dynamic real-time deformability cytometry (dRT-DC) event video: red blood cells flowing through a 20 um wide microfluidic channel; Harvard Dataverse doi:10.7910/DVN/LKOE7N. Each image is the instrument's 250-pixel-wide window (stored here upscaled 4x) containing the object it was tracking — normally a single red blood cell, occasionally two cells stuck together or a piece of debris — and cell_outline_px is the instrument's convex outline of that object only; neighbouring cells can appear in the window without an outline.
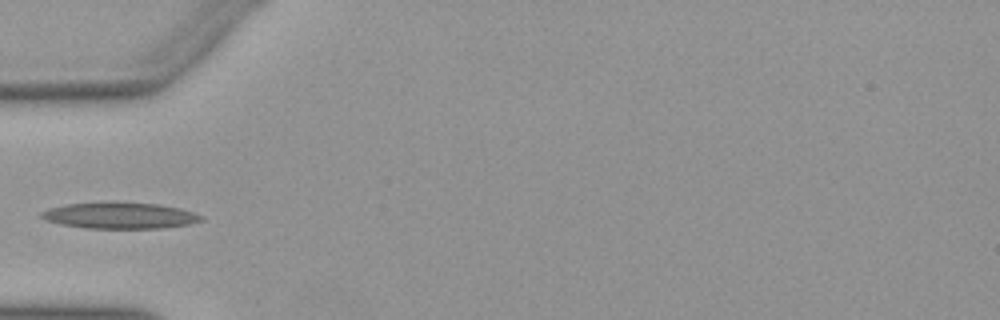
{"species": "Egyptian fruit bat (a non-hibernating species)", "species_latin": "Rousettus aegyptiacus", "temperature_condition": "warm", "stored_images_in_passage": 28, "camera_frame_rate_fps": 3000, "um_per_image_px": 0.085, "animal": {"sex": "female"}, "frame": {"image": 1, "passage_image": 1, "time_ms": 0.0, "image_size_px": [1000, 320], "cell_outline_px": [[204, 220], [188, 224], [164, 228], [88, 228], [60, 224], [44, 220], [40, 216], [40, 212], [48, 208], [68, 204], [108, 200], [112, 200], [160, 204], [180, 208], [204, 216]], "centroid_in_image_um": [10.17, 18.29], "position_along_channel_um": 74.8, "area_um2": 25.09}}
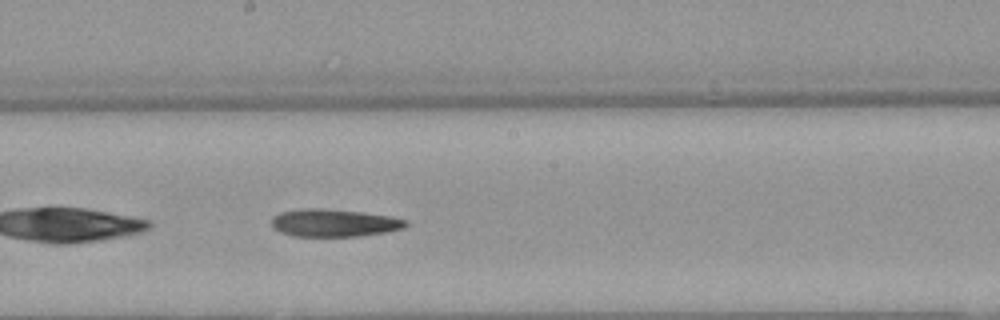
{"frame": {"image": 2, "passage_image": 12, "time_ms": 3.667, "image_size_px": [1000, 320], "cell_outline_px": [[408, 224], [404, 228], [388, 232], [360, 236], [292, 236], [280, 232], [272, 228], [272, 216], [280, 212], [300, 208], [324, 208], [364, 212], [388, 216], [408, 220]], "centroid_in_image_um": [28.38, 18.94], "position_along_channel_um": 219.8, "area_um2": 21.91}}
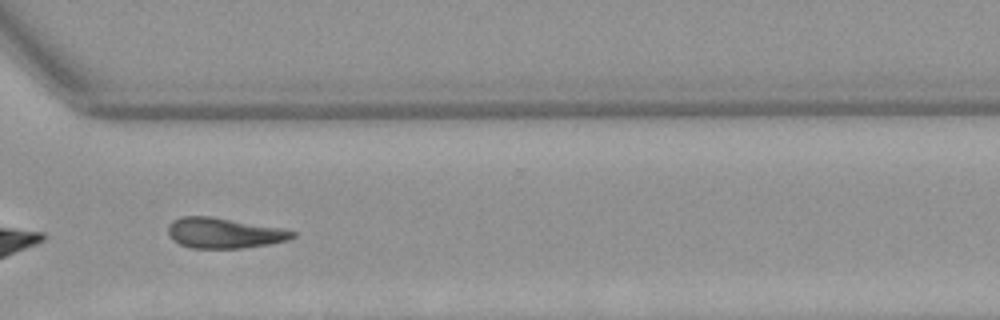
{"frame": {"image": 3, "passage_image": 22, "time_ms": 7.0, "image_size_px": [1000, 320], "cell_outline_px": [[296, 236], [288, 240], [268, 244], [240, 248], [192, 248], [180, 244], [172, 240], [168, 236], [168, 224], [172, 220], [180, 216], [208, 216], [280, 228], [296, 232]], "centroid_in_image_um": [18.99, 19.81], "position_along_channel_um": 351.6, "area_um2": 21.91}}